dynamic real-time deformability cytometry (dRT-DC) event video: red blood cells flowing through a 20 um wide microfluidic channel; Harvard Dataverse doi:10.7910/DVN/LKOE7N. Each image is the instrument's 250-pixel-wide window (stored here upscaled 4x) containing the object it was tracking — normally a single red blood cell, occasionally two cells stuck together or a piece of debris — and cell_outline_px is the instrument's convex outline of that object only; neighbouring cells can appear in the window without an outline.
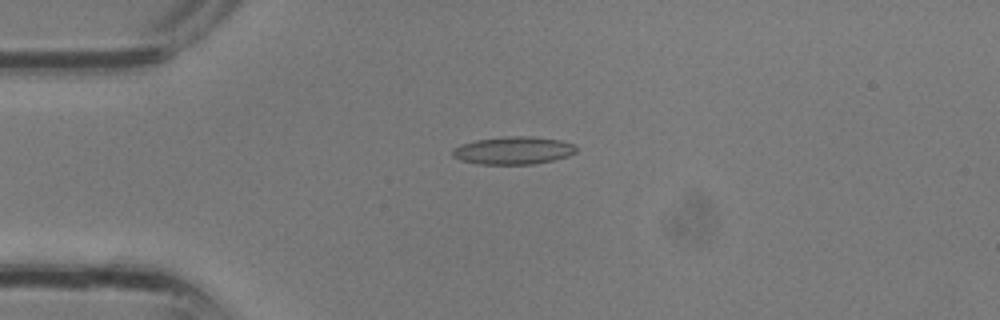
{"species": "common noctule bat (a hibernating species)", "species_latin": "Nyctalus noctula", "temperature_condition": "room temperature", "stored_images_in_passage": 23, "camera_frame_rate_fps": 3000, "um_per_image_px": 0.085, "animal": {"sex": "male", "body_mass_g": 13.3}, "frame": {"image": 1, "passage_image": 2, "time_ms": 0.333, "image_size_px": [1000, 320], "cell_outline_px": [[576, 152], [568, 156], [536, 164], [480, 164], [460, 160], [452, 156], [452, 148], [460, 144], [476, 140], [508, 136], [532, 136], [560, 140], [572, 144], [576, 148]], "centroid_in_image_um": [43.6, 12.79], "position_along_channel_um": 41.4, "area_um2": 20.0}}
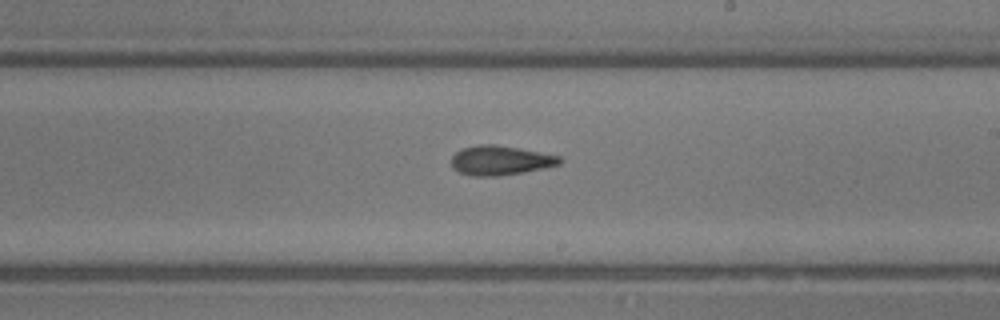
{"frame": {"image": 2, "passage_image": 13, "time_ms": 4.0, "image_size_px": [1000, 320], "cell_outline_px": [[560, 164], [544, 168], [524, 172], [496, 176], [472, 176], [460, 172], [452, 168], [452, 156], [456, 152], [464, 148], [480, 144], [496, 144], [520, 148], [560, 156]], "centroid_in_image_um": [42.52, 13.63], "position_along_channel_um": 246.5, "area_um2": 18.5}}
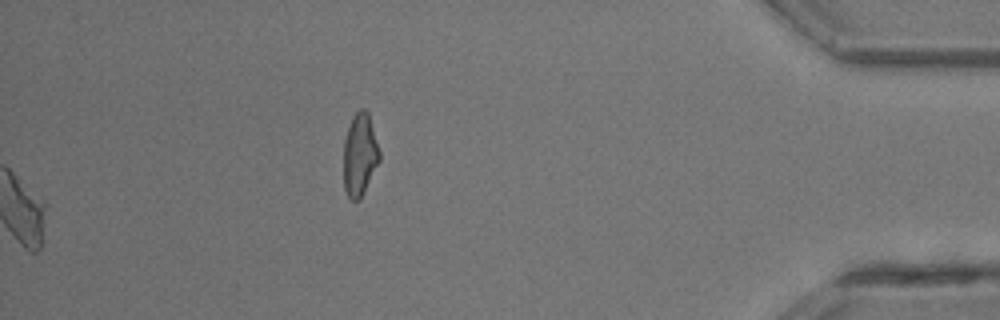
{"frame": {"image": 3, "passage_image": 23, "time_ms": 7.333, "image_size_px": [1000, 320], "cell_outline_px": [[380, 160], [360, 200], [352, 200], [348, 196], [344, 188], [344, 140], [352, 116], [360, 108], [364, 108], [368, 112], [380, 152]], "centroid_in_image_um": [30.58, 13.15], "position_along_channel_um": 404.6, "area_um2": 17.22}}